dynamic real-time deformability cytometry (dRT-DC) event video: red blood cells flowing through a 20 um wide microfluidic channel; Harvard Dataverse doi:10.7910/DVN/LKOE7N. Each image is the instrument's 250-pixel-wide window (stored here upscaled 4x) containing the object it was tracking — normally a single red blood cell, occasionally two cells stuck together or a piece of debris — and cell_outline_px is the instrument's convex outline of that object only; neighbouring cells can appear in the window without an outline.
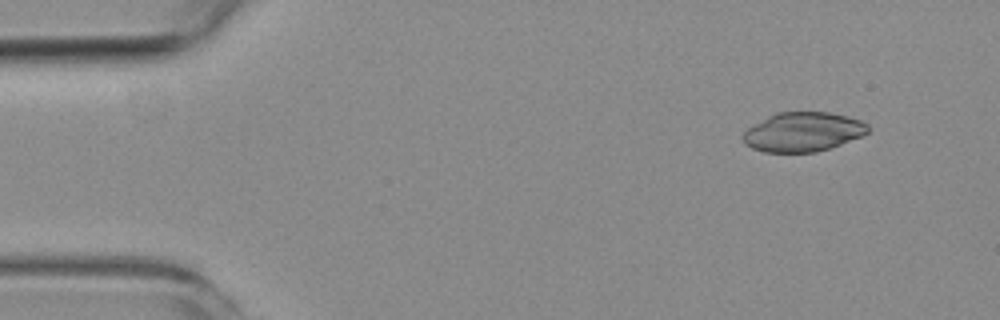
{"species": "common noctule bat (a hibernating species)", "species_latin": "Nyctalus noctula", "temperature_condition": "room temperature", "stored_images_in_passage": 5, "segment_of_instrument_passage": [1, 2], "camera_frame_rate_fps": 3000, "um_per_image_px": 0.085, "animal": {"sex": "female", "body_mass_g": 19.3, "forearm_length_mm": 54.1}, "frame": {"image": 1, "passage_image": 2, "time_ms": 1.0, "image_size_px": [1000, 320], "cell_outline_px": [[872, 128], [864, 136], [816, 152], [764, 152], [752, 148], [744, 144], [740, 136], [748, 128], [768, 116], [776, 112], [828, 112], [848, 116], [860, 120], [868, 124]], "centroid_in_image_um": [68.26, 11.21], "position_along_channel_um": 16.7, "area_um2": 28.84}}